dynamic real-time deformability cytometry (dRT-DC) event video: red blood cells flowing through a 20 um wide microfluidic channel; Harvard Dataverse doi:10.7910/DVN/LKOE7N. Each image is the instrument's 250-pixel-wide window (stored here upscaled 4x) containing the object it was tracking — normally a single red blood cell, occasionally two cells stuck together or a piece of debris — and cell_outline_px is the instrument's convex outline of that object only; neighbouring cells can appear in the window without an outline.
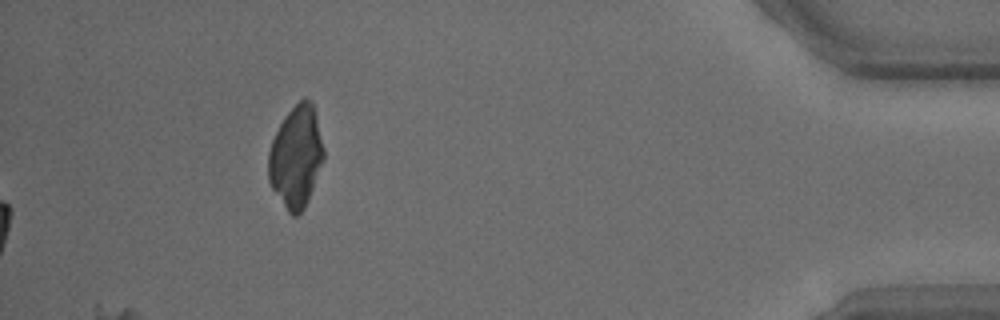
{"species": "common noctule bat (a hibernating species)", "species_latin": "Nyctalus noctula", "temperature_condition": "warm", "stored_images_in_passage": 42, "camera_frame_rate_fps": 3000, "um_per_image_px": 0.085, "animal": {"sex": "male", "body_mass_g": 15.6}, "frame": {"image": 1, "passage_image": 42, "time_ms": 13.667, "image_size_px": [1000, 320], "cell_outline_px": [[324, 160], [304, 208], [296, 216], [292, 216], [288, 212], [272, 188], [268, 180], [268, 152], [272, 140], [284, 116], [304, 96], [312, 104], [316, 116], [324, 148]], "centroid_in_image_um": [25.15, 13.33], "position_along_channel_um": 410.0, "area_um2": 32.48}}